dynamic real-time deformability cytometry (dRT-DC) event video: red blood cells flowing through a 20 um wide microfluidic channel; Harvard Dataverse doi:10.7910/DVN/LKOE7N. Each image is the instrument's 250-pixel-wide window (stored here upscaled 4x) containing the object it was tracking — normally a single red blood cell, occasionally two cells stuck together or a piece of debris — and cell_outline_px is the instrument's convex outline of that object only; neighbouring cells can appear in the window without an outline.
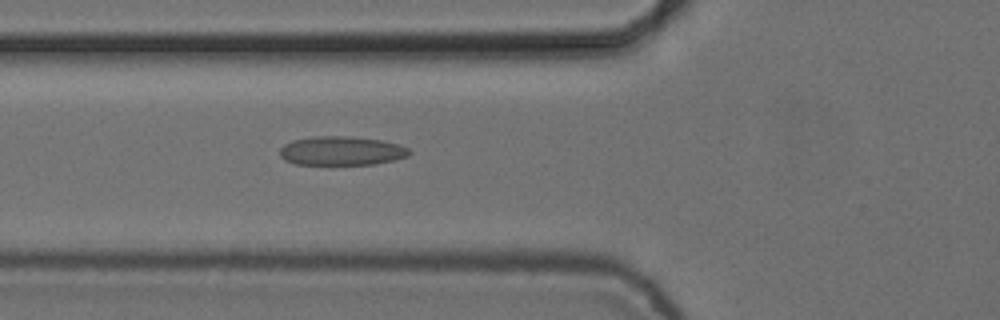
{"species": "common noctule bat (a hibernating species)", "species_latin": "Nyctalus noctula", "temperature_condition": "cold", "stored_images_in_passage": 5, "camera_frame_rate_fps": 3000, "um_per_image_px": 0.085, "animal": {"sex": "female", "body_mass_g": 24.6, "forearm_length_mm": 56.2}, "frame": {"image": 1, "passage_image": 5, "time_ms": 1.333, "image_size_px": [1000, 320], "cell_outline_px": [[412, 152], [408, 156], [392, 160], [372, 164], [296, 164], [284, 160], [280, 156], [280, 148], [284, 144], [292, 140], [316, 136], [352, 136], [380, 140], [396, 144], [408, 148]], "centroid_in_image_um": [28.99, 12.81], "position_along_channel_um": 96.8, "area_um2": 21.73}}